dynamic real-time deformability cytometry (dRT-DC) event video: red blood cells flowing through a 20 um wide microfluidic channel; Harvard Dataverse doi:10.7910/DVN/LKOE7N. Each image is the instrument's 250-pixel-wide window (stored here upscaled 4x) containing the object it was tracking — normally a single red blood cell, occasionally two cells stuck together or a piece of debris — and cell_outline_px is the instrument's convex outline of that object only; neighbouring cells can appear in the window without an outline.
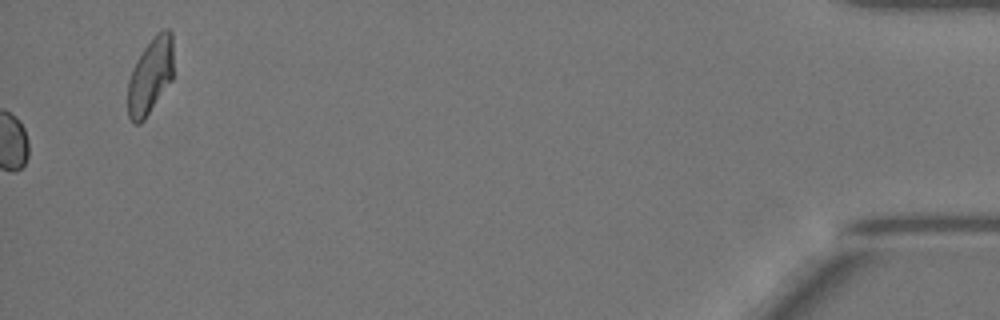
{"species": "Egyptian fruit bat (a non-hibernating species)", "species_latin": "Rousettus aegyptiacus", "temperature_condition": "warm", "stored_images_in_passage": 50, "camera_frame_rate_fps": 3000, "um_per_image_px": 0.085, "animal": {"sex": "female"}, "frame": {"image": 1, "passage_image": 50, "time_ms": 16.333, "image_size_px": [1000, 320], "cell_outline_px": [[172, 80], [144, 120], [140, 124], [136, 124], [128, 116], [128, 80], [144, 48], [156, 32], [164, 28], [168, 28], [172, 32]], "centroid_in_image_um": [12.79, 6.44], "position_along_channel_um": 422.4, "area_um2": 20.0}}